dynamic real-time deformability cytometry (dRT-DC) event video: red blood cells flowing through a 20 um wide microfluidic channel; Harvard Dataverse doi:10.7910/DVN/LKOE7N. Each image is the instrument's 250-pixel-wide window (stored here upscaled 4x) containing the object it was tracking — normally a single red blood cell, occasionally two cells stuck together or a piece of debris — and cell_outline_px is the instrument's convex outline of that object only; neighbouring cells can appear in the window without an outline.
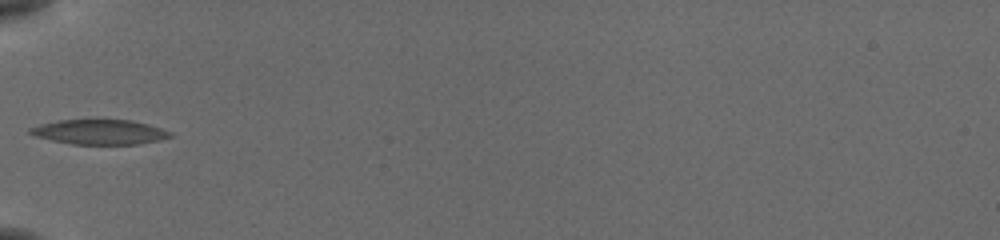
{"species": "common noctule bat (a hibernating species)", "species_latin": "Nyctalus noctula", "temperature_condition": "cold", "stored_images_in_passage": 16, "camera_frame_rate_fps": 3000, "um_per_image_px": 0.085, "animal": {"sex": "female", "body_mass_g": 19.5, "forearm_length_mm": 54.1}, "frame": {"image": 1, "passage_image": 1, "time_ms": 0.0, "image_size_px": [1000, 240], "cell_outline_px": [[172, 136], [160, 140], [136, 144], [72, 144], [32, 136], [28, 132], [28, 128], [40, 124], [60, 120], [132, 120], [148, 124], [172, 132]], "centroid_in_image_um": [8.44, 11.22], "position_along_channel_um": 76.6, "area_um2": 20.23}}
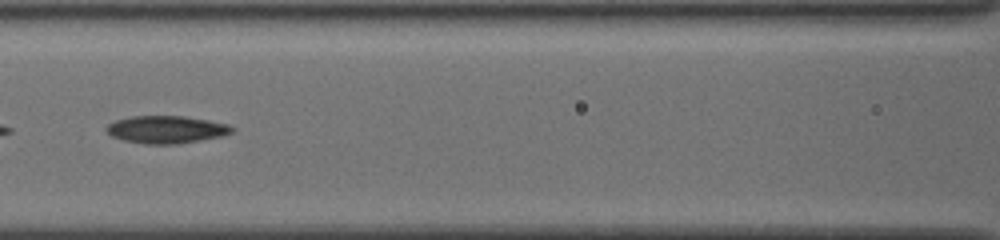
{"frame": {"image": 2, "passage_image": 7, "time_ms": 2.0, "image_size_px": [1000, 240], "cell_outline_px": [[236, 128], [232, 132], [224, 136], [176, 144], [144, 144], [124, 140], [112, 136], [104, 128], [108, 124], [116, 120], [132, 116], [184, 116], [228, 124]], "centroid_in_image_um": [14.15, 11.01], "position_along_channel_um": 152.5, "area_um2": 20.11}}
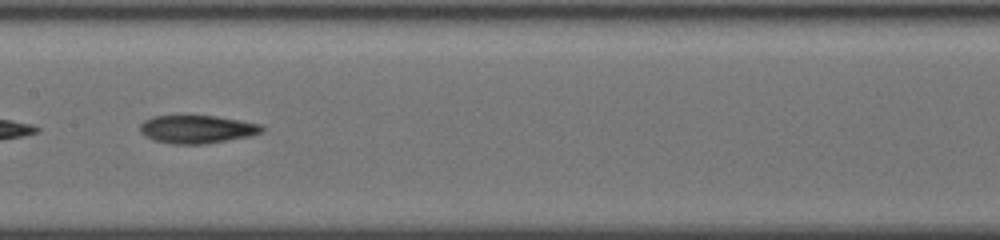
{"frame": {"image": 3, "passage_image": 10, "time_ms": 3.0, "image_size_px": [1000, 240], "cell_outline_px": [[264, 132], [252, 136], [204, 144], [172, 144], [152, 140], [144, 136], [140, 132], [140, 124], [144, 120], [152, 116], [216, 116], [260, 124], [264, 128]], "centroid_in_image_um": [16.73, 10.99], "position_along_channel_um": 190.7, "area_um2": 20.06}}